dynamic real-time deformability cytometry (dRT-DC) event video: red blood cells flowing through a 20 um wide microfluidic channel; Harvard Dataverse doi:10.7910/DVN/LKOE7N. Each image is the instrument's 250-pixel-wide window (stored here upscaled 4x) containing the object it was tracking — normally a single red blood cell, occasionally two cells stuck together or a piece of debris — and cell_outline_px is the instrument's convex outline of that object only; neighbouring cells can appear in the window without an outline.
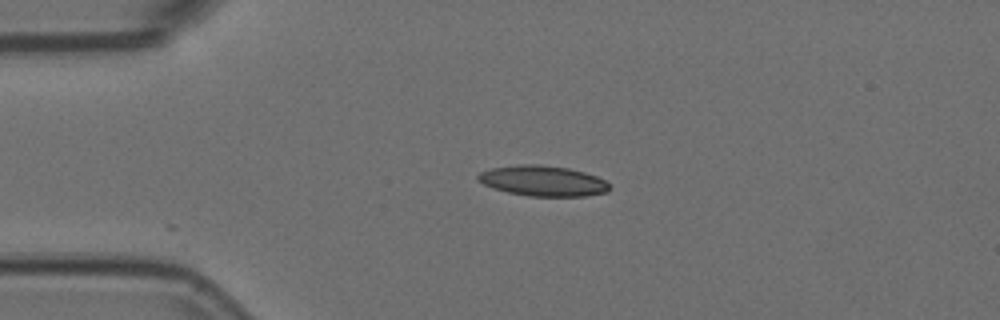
{"species": "Egyptian fruit bat (a non-hibernating species)", "species_latin": "Rousettus aegyptiacus", "temperature_condition": "room temperature", "stored_images_in_passage": 3, "camera_frame_rate_fps": 3000, "um_per_image_px": 0.085, "animal": {"sex": "female"}, "frame": {"image": 1, "passage_image": 3, "time_ms": 0.667, "image_size_px": [1000, 320], "cell_outline_px": [[612, 188], [608, 192], [584, 196], [528, 196], [508, 192], [492, 188], [476, 180], [476, 176], [480, 172], [492, 168], [520, 164], [540, 164], [568, 168], [584, 172], [596, 176], [604, 180]], "centroid_in_image_um": [46.14, 15.37], "position_along_channel_um": 38.9, "area_um2": 23.41}}